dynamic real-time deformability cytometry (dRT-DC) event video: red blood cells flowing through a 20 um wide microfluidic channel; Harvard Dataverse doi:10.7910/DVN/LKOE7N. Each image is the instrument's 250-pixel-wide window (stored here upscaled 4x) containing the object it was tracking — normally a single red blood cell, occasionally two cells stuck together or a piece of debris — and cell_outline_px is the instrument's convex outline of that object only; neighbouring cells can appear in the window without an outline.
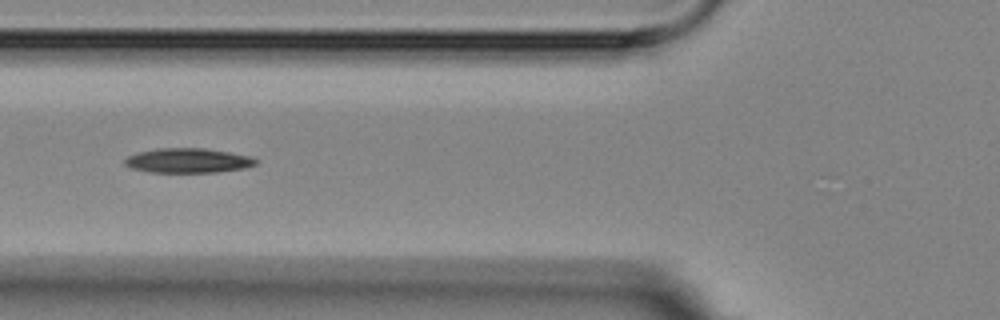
{"species": "Egyptian fruit bat (a non-hibernating species)", "species_latin": "Rousettus aegyptiacus", "temperature_condition": "room temperature", "stored_images_in_passage": 13, "camera_frame_rate_fps": 3000, "um_per_image_px": 0.085, "animal": {"sex": "female"}, "frame": {"image": 1, "passage_image": 6, "time_ms": 6.667, "image_size_px": [1000, 320], "cell_outline_px": [[260, 160], [256, 164], [244, 168], [216, 172], [148, 172], [132, 168], [124, 164], [124, 160], [128, 156], [136, 152], [156, 148], [204, 148], [252, 156]], "centroid_in_image_um": [15.98, 13.64], "position_along_channel_um": 109.8, "area_um2": 18.9}}
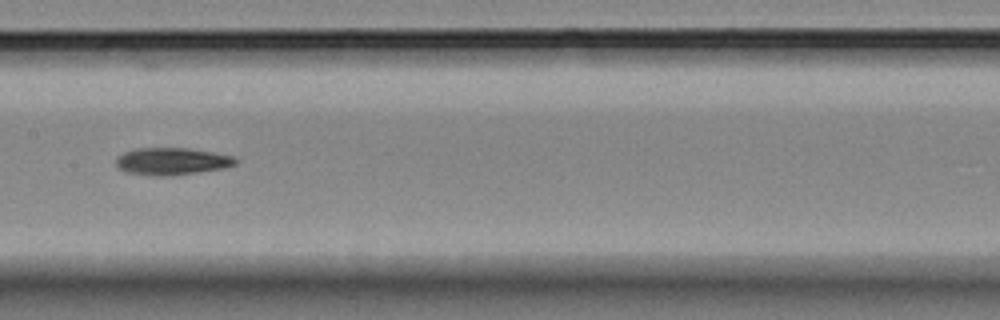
{"frame": {"image": 2, "passage_image": 8, "time_ms": 9.0, "image_size_px": [1000, 320], "cell_outline_px": [[236, 164], [224, 168], [200, 172], [164, 176], [156, 176], [128, 172], [120, 168], [116, 164], [116, 160], [124, 152], [136, 148], [188, 148], [236, 156]], "centroid_in_image_um": [14.65, 13.7], "position_along_channel_um": 192.7, "area_um2": 18.79}}
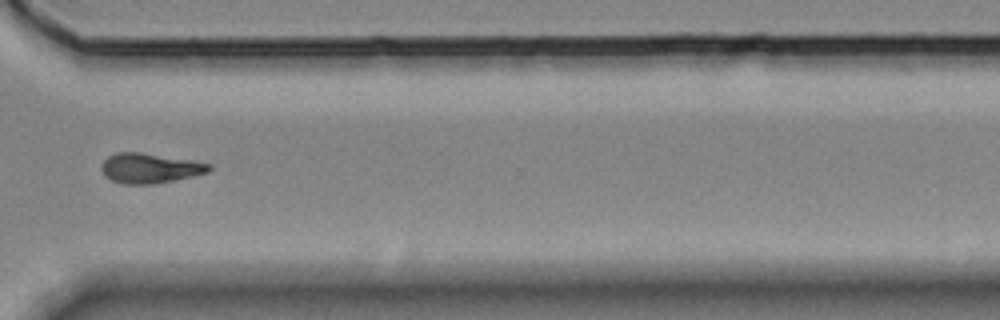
{"frame": {"image": 3, "passage_image": 12, "time_ms": 13.667, "image_size_px": [1000, 320], "cell_outline_px": [[212, 168], [208, 172], [192, 176], [152, 184], [124, 184], [112, 180], [104, 176], [100, 168], [104, 160], [108, 156], [116, 152], [140, 152], [192, 160], [212, 164]], "centroid_in_image_um": [12.72, 14.28], "position_along_channel_um": 357.9, "area_um2": 18.73}, "authors_computed_cell_mechanics": {"area_um2": 19.1318, "velocity_mm_per_s": 3.5527, "shape_relaxation_time_tau1_ms": 5.3213, "shape_relaxation_time_tau2_ms": null, "deformation_change_tau1": 0.1771, "deformation_change_tau2": null}}